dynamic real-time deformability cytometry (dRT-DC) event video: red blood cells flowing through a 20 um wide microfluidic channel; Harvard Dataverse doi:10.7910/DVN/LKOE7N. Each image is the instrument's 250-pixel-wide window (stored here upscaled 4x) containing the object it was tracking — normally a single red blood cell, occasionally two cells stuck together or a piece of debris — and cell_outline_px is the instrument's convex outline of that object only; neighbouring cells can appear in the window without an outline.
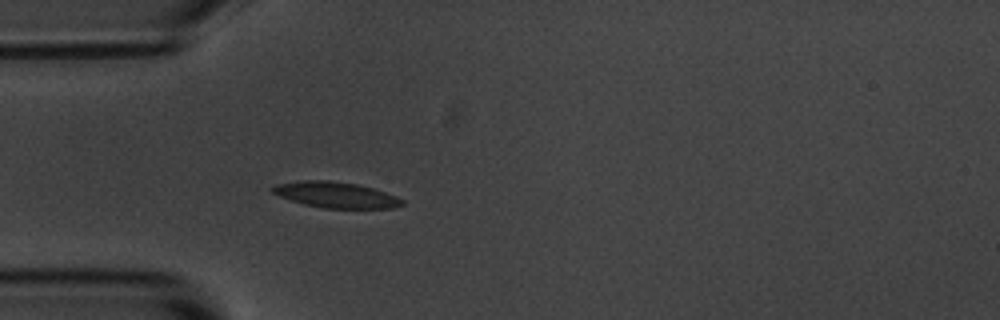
{"species": "common noctule bat (a hibernating species)", "species_latin": "Nyctalus noctula", "temperature_condition": "room temperature", "stored_images_in_passage": 5, "camera_frame_rate_fps": 3000, "um_per_image_px": 0.085, "animal": {"sex": "male", "body_mass_g": 20.1, "forearm_length_mm": 53.5}, "frame": {"image": 1, "passage_image": 5, "time_ms": 4.667, "image_size_px": [1000, 320], "cell_outline_px": [[404, 204], [392, 208], [324, 208], [304, 204], [280, 196], [272, 192], [268, 188], [276, 184], [300, 180], [328, 180], [356, 184], [372, 188], [396, 196], [404, 200]], "centroid_in_image_um": [28.52, 16.55], "position_along_channel_um": 56.5, "area_um2": 19.42}}